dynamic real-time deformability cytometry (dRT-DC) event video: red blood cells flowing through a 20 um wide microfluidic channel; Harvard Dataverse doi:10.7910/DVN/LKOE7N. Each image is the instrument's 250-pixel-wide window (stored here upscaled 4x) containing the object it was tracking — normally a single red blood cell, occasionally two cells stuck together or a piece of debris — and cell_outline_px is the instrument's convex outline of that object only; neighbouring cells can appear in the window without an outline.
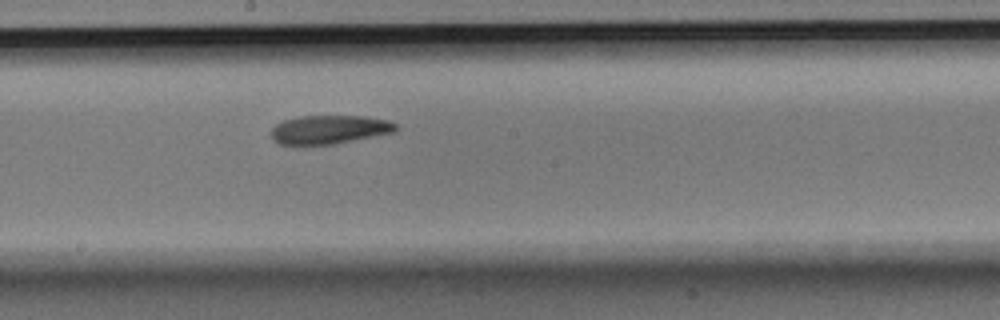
{"species": "Egyptian fruit bat (a non-hibernating species)", "species_latin": "Rousettus aegyptiacus", "temperature_condition": "room temperature", "stored_images_in_passage": 6, "camera_frame_rate_fps": 3000, "um_per_image_px": 0.085, "animal": {"sex": "male"}, "frame": {"image": 1, "passage_image": 6, "time_ms": 1.667, "image_size_px": [1000, 320], "cell_outline_px": [[400, 128], [396, 132], [332, 144], [280, 144], [272, 140], [272, 128], [276, 124], [284, 120], [300, 116], [364, 116], [388, 120], [396, 124]], "centroid_in_image_um": [28.03, 11.0], "position_along_channel_um": 220.2, "area_um2": 20.75}}